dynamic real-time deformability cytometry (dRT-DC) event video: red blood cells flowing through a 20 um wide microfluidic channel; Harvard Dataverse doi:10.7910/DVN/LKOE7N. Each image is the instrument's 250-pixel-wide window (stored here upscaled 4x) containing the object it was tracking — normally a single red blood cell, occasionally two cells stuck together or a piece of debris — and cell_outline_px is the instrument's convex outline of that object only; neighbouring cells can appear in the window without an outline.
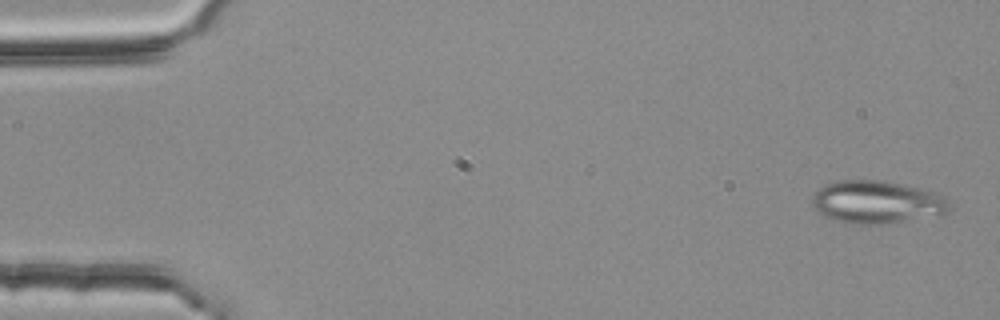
{"species": "common noctule bat (a hibernating species)", "species_latin": "Nyctalus noctula", "temperature_condition": "room temperature", "stored_images_in_passage": 4, "camera_frame_rate_fps": 3000, "um_per_image_px": 0.085, "animal": {"sex": "female", "body_mass_g": 25.1}, "frame": {"image": 1, "passage_image": 1, "time_ms": 0.0, "image_size_px": [1000, 320], "cell_outline_px": [[948, 212], [888, 224], [848, 224], [824, 216], [812, 204], [812, 196], [820, 188], [836, 180], [884, 180], [936, 192], [944, 196], [948, 200]], "centroid_in_image_um": [74.51, 17.17], "position_along_channel_um": 10.5, "area_um2": 33.99}}